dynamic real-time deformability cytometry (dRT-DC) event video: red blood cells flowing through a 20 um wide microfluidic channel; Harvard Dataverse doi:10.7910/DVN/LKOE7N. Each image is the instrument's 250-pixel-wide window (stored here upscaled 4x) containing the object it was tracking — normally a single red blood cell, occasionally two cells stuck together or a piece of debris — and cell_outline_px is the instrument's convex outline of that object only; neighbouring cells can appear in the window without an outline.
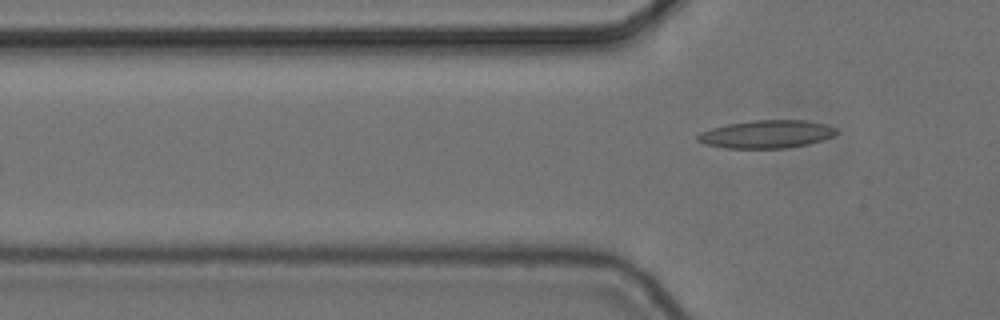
{"species": "common noctule bat (a hibernating species)", "species_latin": "Nyctalus noctula", "temperature_condition": "cold", "stored_images_in_passage": 4, "camera_frame_rate_fps": 3000, "um_per_image_px": 0.085, "animal": {"sex": "female", "body_mass_g": 24.6, "forearm_length_mm": 56.2}, "frame": {"image": 1, "passage_image": 4, "time_ms": 1.0, "image_size_px": [1000, 320], "cell_outline_px": [[840, 132], [832, 136], [808, 144], [788, 148], [724, 148], [704, 144], [696, 140], [696, 136], [700, 132], [712, 128], [728, 124], [752, 120], [804, 120], [828, 124], [836, 128]], "centroid_in_image_um": [65.16, 11.4], "position_along_channel_um": 60.6, "area_um2": 22.72}}